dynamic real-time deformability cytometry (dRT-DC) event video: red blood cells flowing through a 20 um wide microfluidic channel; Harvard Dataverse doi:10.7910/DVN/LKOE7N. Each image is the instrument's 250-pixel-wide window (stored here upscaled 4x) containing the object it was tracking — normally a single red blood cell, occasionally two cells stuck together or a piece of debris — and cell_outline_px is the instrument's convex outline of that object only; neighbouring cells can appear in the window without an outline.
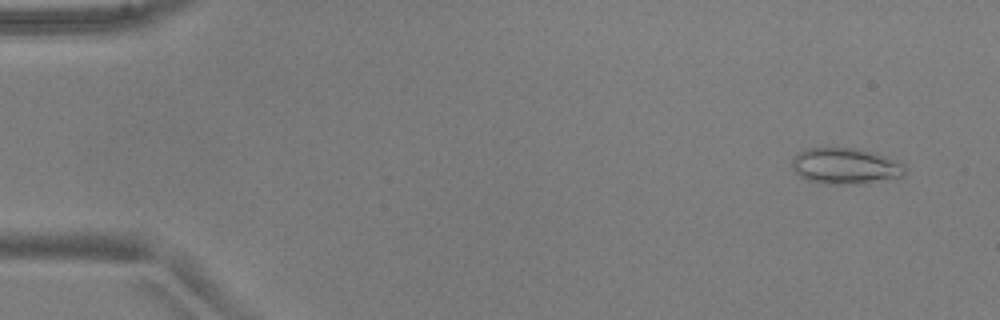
{"species": "common noctule bat (a hibernating species)", "species_latin": "Nyctalus noctula", "temperature_condition": "warm", "stored_images_in_passage": 45, "camera_frame_rate_fps": 3000, "um_per_image_px": 0.085, "animal": {"sex": "male", "body_mass_g": 17.9, "forearm_length_mm": 54.2}, "frame": {"image": 1, "passage_image": 2, "time_ms": 0.333, "image_size_px": [1000, 320], "cell_outline_px": [[908, 172], [904, 176], [864, 184], [828, 184], [808, 180], [800, 176], [792, 168], [792, 156], [808, 148], [860, 148], [876, 152], [896, 160], [904, 164], [908, 168]], "centroid_in_image_um": [71.92, 14.11], "position_along_channel_um": 13.1, "area_um2": 24.22}}
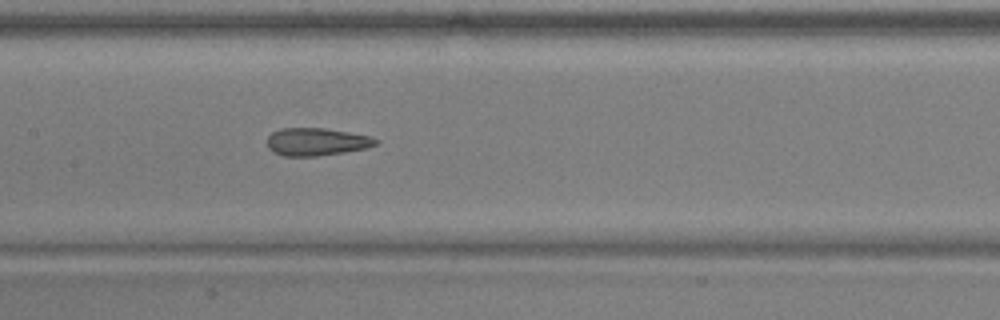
{"frame": {"image": 2, "passage_image": 24, "time_ms": 7.667, "image_size_px": [1000, 320], "cell_outline_px": [[380, 140], [376, 144], [368, 148], [344, 152], [316, 156], [284, 156], [268, 148], [268, 136], [272, 132], [280, 128], [324, 128], [372, 136]], "centroid_in_image_um": [26.93, 12.04], "position_along_channel_um": 180.5, "area_um2": 17.51}}
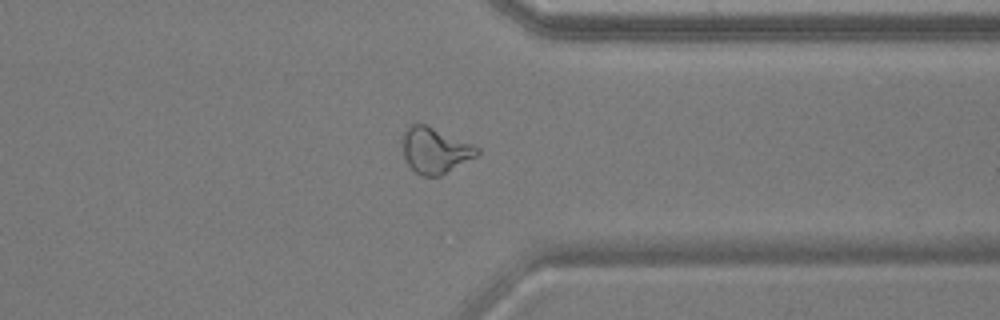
{"frame": {"image": 3, "passage_image": 39, "time_ms": 12.667, "image_size_px": [1000, 320], "cell_outline_px": [[480, 152], [476, 156], [440, 176], [424, 176], [416, 172], [408, 164], [404, 156], [404, 132], [408, 124], [428, 124], [472, 144], [480, 148]], "centroid_in_image_um": [36.99, 12.76], "position_along_channel_um": 374.4, "area_um2": 19.71}, "authors_computed_cell_mechanics": {"area_um2": 18.9584, "velocity_mm_per_s": 3.9257, "shape_relaxation_time_tau1_ms": null, "shape_relaxation_time_tau2_ms": 2.1551, "deformation_change_tau1": null, "deformation_change_tau2": 0.1148}}